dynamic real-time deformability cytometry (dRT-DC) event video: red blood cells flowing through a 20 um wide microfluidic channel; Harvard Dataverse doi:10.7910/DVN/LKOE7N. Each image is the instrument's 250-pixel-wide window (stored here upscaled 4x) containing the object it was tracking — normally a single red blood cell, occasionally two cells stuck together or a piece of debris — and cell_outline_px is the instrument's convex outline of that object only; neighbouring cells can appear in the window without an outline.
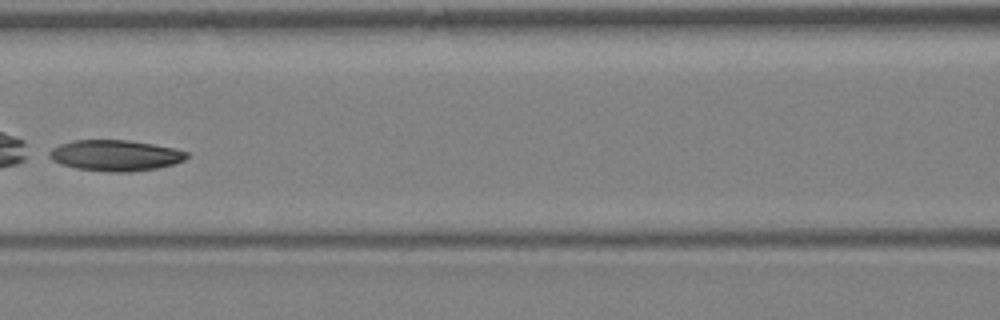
{"species": "Egyptian fruit bat (a non-hibernating species)", "species_latin": "Rousettus aegyptiacus", "temperature_condition": "warm", "stored_images_in_passage": 23, "camera_frame_rate_fps": 3000, "um_per_image_px": 0.085, "animal": {"sex": "female"}, "frame": {"image": 1, "passage_image": 7, "time_ms": 2.0, "image_size_px": [1000, 320], "cell_outline_px": [[188, 156], [184, 160], [172, 164], [156, 168], [128, 172], [112, 172], [76, 168], [60, 164], [52, 160], [48, 156], [48, 152], [52, 148], [60, 144], [72, 140], [128, 140], [176, 148], [188, 152]], "centroid_in_image_um": [9.78, 13.2], "position_along_channel_um": 156.8, "area_um2": 24.74}}
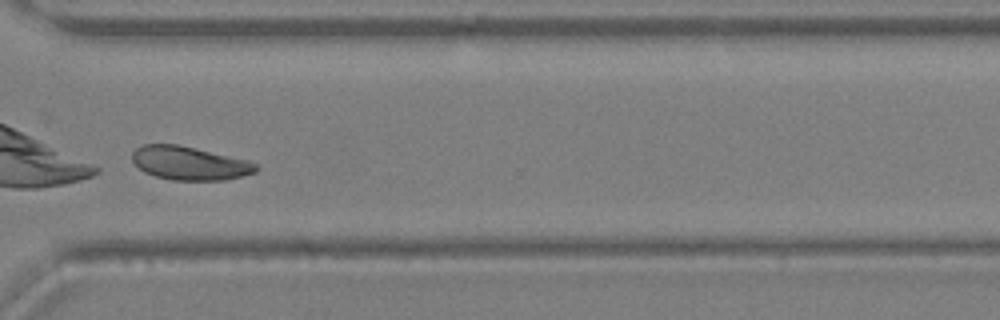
{"frame": {"image": 2, "passage_image": 17, "time_ms": 5.333, "image_size_px": [1000, 320], "cell_outline_px": [[260, 168], [256, 172], [224, 180], [172, 180], [156, 176], [144, 172], [132, 160], [132, 152], [136, 148], [144, 144], [176, 144], [248, 160], [260, 164]], "centroid_in_image_um": [16.13, 13.87], "position_along_channel_um": 354.5, "area_um2": 24.1}}